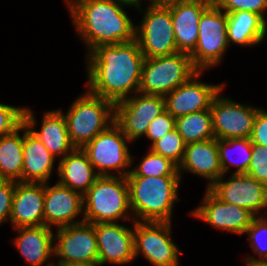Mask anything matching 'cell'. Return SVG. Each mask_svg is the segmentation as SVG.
<instances>
[{
	"label": "cell",
	"instance_id": "1",
	"mask_svg": "<svg viewBox=\"0 0 267 266\" xmlns=\"http://www.w3.org/2000/svg\"><path fill=\"white\" fill-rule=\"evenodd\" d=\"M85 58L90 93L115 104L139 91L145 58L136 40L98 46Z\"/></svg>",
	"mask_w": 267,
	"mask_h": 266
},
{
	"label": "cell",
	"instance_id": "2",
	"mask_svg": "<svg viewBox=\"0 0 267 266\" xmlns=\"http://www.w3.org/2000/svg\"><path fill=\"white\" fill-rule=\"evenodd\" d=\"M77 35L87 54L101 45L135 40L136 24L118 0H64Z\"/></svg>",
	"mask_w": 267,
	"mask_h": 266
},
{
	"label": "cell",
	"instance_id": "3",
	"mask_svg": "<svg viewBox=\"0 0 267 266\" xmlns=\"http://www.w3.org/2000/svg\"><path fill=\"white\" fill-rule=\"evenodd\" d=\"M134 221L172 222L180 176H126Z\"/></svg>",
	"mask_w": 267,
	"mask_h": 266
},
{
	"label": "cell",
	"instance_id": "4",
	"mask_svg": "<svg viewBox=\"0 0 267 266\" xmlns=\"http://www.w3.org/2000/svg\"><path fill=\"white\" fill-rule=\"evenodd\" d=\"M83 203L86 223L134 221L124 176H99L83 195Z\"/></svg>",
	"mask_w": 267,
	"mask_h": 266
},
{
	"label": "cell",
	"instance_id": "5",
	"mask_svg": "<svg viewBox=\"0 0 267 266\" xmlns=\"http://www.w3.org/2000/svg\"><path fill=\"white\" fill-rule=\"evenodd\" d=\"M86 91L74 99L65 117L70 140L75 148H82L115 120V104Z\"/></svg>",
	"mask_w": 267,
	"mask_h": 266
},
{
	"label": "cell",
	"instance_id": "6",
	"mask_svg": "<svg viewBox=\"0 0 267 266\" xmlns=\"http://www.w3.org/2000/svg\"><path fill=\"white\" fill-rule=\"evenodd\" d=\"M131 142L114 122L82 147L99 176L126 177L134 165Z\"/></svg>",
	"mask_w": 267,
	"mask_h": 266
},
{
	"label": "cell",
	"instance_id": "7",
	"mask_svg": "<svg viewBox=\"0 0 267 266\" xmlns=\"http://www.w3.org/2000/svg\"><path fill=\"white\" fill-rule=\"evenodd\" d=\"M146 6L136 8L143 16H141L142 21L140 20L135 27V40L144 58L177 53L170 7L167 4H146Z\"/></svg>",
	"mask_w": 267,
	"mask_h": 266
},
{
	"label": "cell",
	"instance_id": "8",
	"mask_svg": "<svg viewBox=\"0 0 267 266\" xmlns=\"http://www.w3.org/2000/svg\"><path fill=\"white\" fill-rule=\"evenodd\" d=\"M197 71L187 53L145 58L138 92L165 97Z\"/></svg>",
	"mask_w": 267,
	"mask_h": 266
},
{
	"label": "cell",
	"instance_id": "9",
	"mask_svg": "<svg viewBox=\"0 0 267 266\" xmlns=\"http://www.w3.org/2000/svg\"><path fill=\"white\" fill-rule=\"evenodd\" d=\"M198 40L190 54L198 71L217 67L230 47L227 40V13L212 2L202 13L198 25Z\"/></svg>",
	"mask_w": 267,
	"mask_h": 266
},
{
	"label": "cell",
	"instance_id": "10",
	"mask_svg": "<svg viewBox=\"0 0 267 266\" xmlns=\"http://www.w3.org/2000/svg\"><path fill=\"white\" fill-rule=\"evenodd\" d=\"M172 222L134 221V258L153 266H179L183 252L174 243Z\"/></svg>",
	"mask_w": 267,
	"mask_h": 266
},
{
	"label": "cell",
	"instance_id": "11",
	"mask_svg": "<svg viewBox=\"0 0 267 266\" xmlns=\"http://www.w3.org/2000/svg\"><path fill=\"white\" fill-rule=\"evenodd\" d=\"M166 110L165 98L159 95L136 94L115 103L114 122L134 143L144 137L150 122Z\"/></svg>",
	"mask_w": 267,
	"mask_h": 266
},
{
	"label": "cell",
	"instance_id": "12",
	"mask_svg": "<svg viewBox=\"0 0 267 266\" xmlns=\"http://www.w3.org/2000/svg\"><path fill=\"white\" fill-rule=\"evenodd\" d=\"M213 98L210 111L216 139L250 138L254 119L261 107L237 102L221 93Z\"/></svg>",
	"mask_w": 267,
	"mask_h": 266
},
{
	"label": "cell",
	"instance_id": "13",
	"mask_svg": "<svg viewBox=\"0 0 267 266\" xmlns=\"http://www.w3.org/2000/svg\"><path fill=\"white\" fill-rule=\"evenodd\" d=\"M222 175L208 189L221 201L245 208L255 216L267 215V187L246 173ZM226 179V181H225Z\"/></svg>",
	"mask_w": 267,
	"mask_h": 266
},
{
	"label": "cell",
	"instance_id": "14",
	"mask_svg": "<svg viewBox=\"0 0 267 266\" xmlns=\"http://www.w3.org/2000/svg\"><path fill=\"white\" fill-rule=\"evenodd\" d=\"M54 257L57 260L98 266L94 224L82 222L57 228L54 232Z\"/></svg>",
	"mask_w": 267,
	"mask_h": 266
},
{
	"label": "cell",
	"instance_id": "15",
	"mask_svg": "<svg viewBox=\"0 0 267 266\" xmlns=\"http://www.w3.org/2000/svg\"><path fill=\"white\" fill-rule=\"evenodd\" d=\"M204 73V71H197L164 97L166 110L174 118L210 110L213 98L226 87L225 82L212 84L201 81L199 78Z\"/></svg>",
	"mask_w": 267,
	"mask_h": 266
},
{
	"label": "cell",
	"instance_id": "16",
	"mask_svg": "<svg viewBox=\"0 0 267 266\" xmlns=\"http://www.w3.org/2000/svg\"><path fill=\"white\" fill-rule=\"evenodd\" d=\"M205 191L200 205L189 215L219 231L244 235L255 215L245 208L221 201L208 188Z\"/></svg>",
	"mask_w": 267,
	"mask_h": 266
},
{
	"label": "cell",
	"instance_id": "17",
	"mask_svg": "<svg viewBox=\"0 0 267 266\" xmlns=\"http://www.w3.org/2000/svg\"><path fill=\"white\" fill-rule=\"evenodd\" d=\"M44 222L55 229L84 222L83 195L57 181L54 185L44 183Z\"/></svg>",
	"mask_w": 267,
	"mask_h": 266
},
{
	"label": "cell",
	"instance_id": "18",
	"mask_svg": "<svg viewBox=\"0 0 267 266\" xmlns=\"http://www.w3.org/2000/svg\"><path fill=\"white\" fill-rule=\"evenodd\" d=\"M131 227L118 222L94 224L98 245V266L107 263L114 266L129 265L135 260L134 221H131Z\"/></svg>",
	"mask_w": 267,
	"mask_h": 266
},
{
	"label": "cell",
	"instance_id": "19",
	"mask_svg": "<svg viewBox=\"0 0 267 266\" xmlns=\"http://www.w3.org/2000/svg\"><path fill=\"white\" fill-rule=\"evenodd\" d=\"M23 123L58 159L75 149L69 137L65 117L58 109L44 112L41 126L36 130L38 124L35 114L30 107L25 106Z\"/></svg>",
	"mask_w": 267,
	"mask_h": 266
},
{
	"label": "cell",
	"instance_id": "20",
	"mask_svg": "<svg viewBox=\"0 0 267 266\" xmlns=\"http://www.w3.org/2000/svg\"><path fill=\"white\" fill-rule=\"evenodd\" d=\"M213 0H175L168 3L178 52L191 54L198 40V25L203 11Z\"/></svg>",
	"mask_w": 267,
	"mask_h": 266
},
{
	"label": "cell",
	"instance_id": "21",
	"mask_svg": "<svg viewBox=\"0 0 267 266\" xmlns=\"http://www.w3.org/2000/svg\"><path fill=\"white\" fill-rule=\"evenodd\" d=\"M9 221L12 229L45 226L44 183L15 182Z\"/></svg>",
	"mask_w": 267,
	"mask_h": 266
},
{
	"label": "cell",
	"instance_id": "22",
	"mask_svg": "<svg viewBox=\"0 0 267 266\" xmlns=\"http://www.w3.org/2000/svg\"><path fill=\"white\" fill-rule=\"evenodd\" d=\"M178 171L182 179L184 172L206 179L209 188L222 175L220 165L217 139L211 138L205 141L192 142L186 144L184 157L178 166Z\"/></svg>",
	"mask_w": 267,
	"mask_h": 266
},
{
	"label": "cell",
	"instance_id": "23",
	"mask_svg": "<svg viewBox=\"0 0 267 266\" xmlns=\"http://www.w3.org/2000/svg\"><path fill=\"white\" fill-rule=\"evenodd\" d=\"M13 230L17 236L12 239L11 243L30 266H51L53 262L51 258L54 257L55 232L52 228L29 226Z\"/></svg>",
	"mask_w": 267,
	"mask_h": 266
},
{
	"label": "cell",
	"instance_id": "24",
	"mask_svg": "<svg viewBox=\"0 0 267 266\" xmlns=\"http://www.w3.org/2000/svg\"><path fill=\"white\" fill-rule=\"evenodd\" d=\"M57 158L23 123V183H48Z\"/></svg>",
	"mask_w": 267,
	"mask_h": 266
},
{
	"label": "cell",
	"instance_id": "25",
	"mask_svg": "<svg viewBox=\"0 0 267 266\" xmlns=\"http://www.w3.org/2000/svg\"><path fill=\"white\" fill-rule=\"evenodd\" d=\"M57 182L84 195L99 177L82 148H75L59 159Z\"/></svg>",
	"mask_w": 267,
	"mask_h": 266
},
{
	"label": "cell",
	"instance_id": "26",
	"mask_svg": "<svg viewBox=\"0 0 267 266\" xmlns=\"http://www.w3.org/2000/svg\"><path fill=\"white\" fill-rule=\"evenodd\" d=\"M267 22L258 14L250 11L227 13V40L240 47H254L265 42Z\"/></svg>",
	"mask_w": 267,
	"mask_h": 266
},
{
	"label": "cell",
	"instance_id": "27",
	"mask_svg": "<svg viewBox=\"0 0 267 266\" xmlns=\"http://www.w3.org/2000/svg\"><path fill=\"white\" fill-rule=\"evenodd\" d=\"M23 123L0 137V176L5 181L22 182Z\"/></svg>",
	"mask_w": 267,
	"mask_h": 266
},
{
	"label": "cell",
	"instance_id": "28",
	"mask_svg": "<svg viewBox=\"0 0 267 266\" xmlns=\"http://www.w3.org/2000/svg\"><path fill=\"white\" fill-rule=\"evenodd\" d=\"M217 147L223 175H229L230 169L233 168L232 166L236 167V169L231 173H247L252 156V142L250 138L217 139ZM234 152L238 155L236 157L237 160L233 159L234 156L232 154Z\"/></svg>",
	"mask_w": 267,
	"mask_h": 266
},
{
	"label": "cell",
	"instance_id": "29",
	"mask_svg": "<svg viewBox=\"0 0 267 266\" xmlns=\"http://www.w3.org/2000/svg\"><path fill=\"white\" fill-rule=\"evenodd\" d=\"M175 128L186 144L215 138L210 110L176 117Z\"/></svg>",
	"mask_w": 267,
	"mask_h": 266
},
{
	"label": "cell",
	"instance_id": "30",
	"mask_svg": "<svg viewBox=\"0 0 267 266\" xmlns=\"http://www.w3.org/2000/svg\"><path fill=\"white\" fill-rule=\"evenodd\" d=\"M127 176H180L178 165L169 158L163 157L152 152L143 154L142 160L131 167V171Z\"/></svg>",
	"mask_w": 267,
	"mask_h": 266
},
{
	"label": "cell",
	"instance_id": "31",
	"mask_svg": "<svg viewBox=\"0 0 267 266\" xmlns=\"http://www.w3.org/2000/svg\"><path fill=\"white\" fill-rule=\"evenodd\" d=\"M244 234L248 236L253 256L247 255L243 261L267 263V215L255 216Z\"/></svg>",
	"mask_w": 267,
	"mask_h": 266
},
{
	"label": "cell",
	"instance_id": "32",
	"mask_svg": "<svg viewBox=\"0 0 267 266\" xmlns=\"http://www.w3.org/2000/svg\"><path fill=\"white\" fill-rule=\"evenodd\" d=\"M185 148L186 143L176 128L149 146L152 152L169 158L178 166L183 160Z\"/></svg>",
	"mask_w": 267,
	"mask_h": 266
},
{
	"label": "cell",
	"instance_id": "33",
	"mask_svg": "<svg viewBox=\"0 0 267 266\" xmlns=\"http://www.w3.org/2000/svg\"><path fill=\"white\" fill-rule=\"evenodd\" d=\"M225 13L250 11L260 15L266 22L267 0H213Z\"/></svg>",
	"mask_w": 267,
	"mask_h": 266
},
{
	"label": "cell",
	"instance_id": "34",
	"mask_svg": "<svg viewBox=\"0 0 267 266\" xmlns=\"http://www.w3.org/2000/svg\"><path fill=\"white\" fill-rule=\"evenodd\" d=\"M24 108L0 103V137L12 133L23 123Z\"/></svg>",
	"mask_w": 267,
	"mask_h": 266
},
{
	"label": "cell",
	"instance_id": "35",
	"mask_svg": "<svg viewBox=\"0 0 267 266\" xmlns=\"http://www.w3.org/2000/svg\"><path fill=\"white\" fill-rule=\"evenodd\" d=\"M246 174L267 187V146L252 144V156Z\"/></svg>",
	"mask_w": 267,
	"mask_h": 266
},
{
	"label": "cell",
	"instance_id": "36",
	"mask_svg": "<svg viewBox=\"0 0 267 266\" xmlns=\"http://www.w3.org/2000/svg\"><path fill=\"white\" fill-rule=\"evenodd\" d=\"M175 128V118L167 111H163L150 122L145 136L151 141L150 146L166 133Z\"/></svg>",
	"mask_w": 267,
	"mask_h": 266
},
{
	"label": "cell",
	"instance_id": "37",
	"mask_svg": "<svg viewBox=\"0 0 267 266\" xmlns=\"http://www.w3.org/2000/svg\"><path fill=\"white\" fill-rule=\"evenodd\" d=\"M14 191V181L4 180L0 183V225L6 224L10 220Z\"/></svg>",
	"mask_w": 267,
	"mask_h": 266
},
{
	"label": "cell",
	"instance_id": "38",
	"mask_svg": "<svg viewBox=\"0 0 267 266\" xmlns=\"http://www.w3.org/2000/svg\"><path fill=\"white\" fill-rule=\"evenodd\" d=\"M250 139L252 144L267 146V110L263 107L258 110L254 119Z\"/></svg>",
	"mask_w": 267,
	"mask_h": 266
},
{
	"label": "cell",
	"instance_id": "39",
	"mask_svg": "<svg viewBox=\"0 0 267 266\" xmlns=\"http://www.w3.org/2000/svg\"><path fill=\"white\" fill-rule=\"evenodd\" d=\"M51 266H92V265H87L84 263L67 262V261H63V260H57L55 262L53 260Z\"/></svg>",
	"mask_w": 267,
	"mask_h": 266
},
{
	"label": "cell",
	"instance_id": "40",
	"mask_svg": "<svg viewBox=\"0 0 267 266\" xmlns=\"http://www.w3.org/2000/svg\"><path fill=\"white\" fill-rule=\"evenodd\" d=\"M119 2H122V3H125L129 6H132L133 8L135 7L138 8V7H142L144 6L142 3H143V0H118Z\"/></svg>",
	"mask_w": 267,
	"mask_h": 266
},
{
	"label": "cell",
	"instance_id": "41",
	"mask_svg": "<svg viewBox=\"0 0 267 266\" xmlns=\"http://www.w3.org/2000/svg\"><path fill=\"white\" fill-rule=\"evenodd\" d=\"M148 1H149V2H147L148 5H151V4H163V5H165V4H168V3L173 2L175 0H148Z\"/></svg>",
	"mask_w": 267,
	"mask_h": 266
},
{
	"label": "cell",
	"instance_id": "42",
	"mask_svg": "<svg viewBox=\"0 0 267 266\" xmlns=\"http://www.w3.org/2000/svg\"><path fill=\"white\" fill-rule=\"evenodd\" d=\"M245 262V266H267V263H251V262Z\"/></svg>",
	"mask_w": 267,
	"mask_h": 266
}]
</instances>
